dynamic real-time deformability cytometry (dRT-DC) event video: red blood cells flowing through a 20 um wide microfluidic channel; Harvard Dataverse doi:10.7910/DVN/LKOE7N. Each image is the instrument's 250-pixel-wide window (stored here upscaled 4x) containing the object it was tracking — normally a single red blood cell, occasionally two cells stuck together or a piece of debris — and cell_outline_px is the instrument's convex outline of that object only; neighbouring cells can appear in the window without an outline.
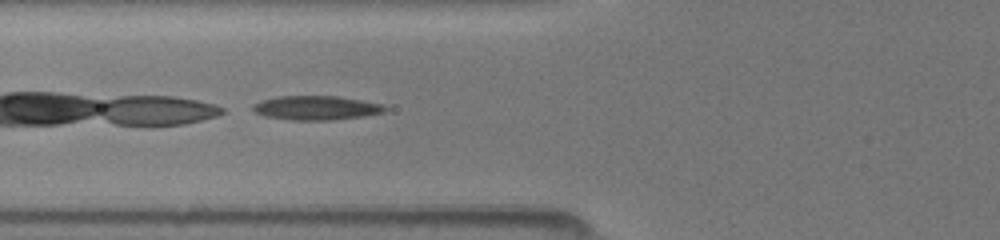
{"species": "common noctule bat (a hibernating species)", "species_latin": "Nyctalus noctula", "temperature_condition": "room temperature", "stored_images_in_passage": 4, "camera_frame_rate_fps": 3000, "um_per_image_px": 0.085, "animal": {"sex": "female", "body_mass_g": 19.5, "forearm_length_mm": 54.1}, "frame": {"image": 1, "passage_image": 4, "time_ms": 1.333, "image_size_px": [1000, 240], "cell_outline_px": [[388, 108], [384, 112], [364, 116], [332, 120], [292, 120], [264, 116], [256, 112], [252, 108], [252, 104], [260, 100], [276, 96], [340, 96], [384, 104]], "centroid_in_image_um": [26.88, 9.16], "position_along_channel_um": 98.9, "area_um2": 18.79}}